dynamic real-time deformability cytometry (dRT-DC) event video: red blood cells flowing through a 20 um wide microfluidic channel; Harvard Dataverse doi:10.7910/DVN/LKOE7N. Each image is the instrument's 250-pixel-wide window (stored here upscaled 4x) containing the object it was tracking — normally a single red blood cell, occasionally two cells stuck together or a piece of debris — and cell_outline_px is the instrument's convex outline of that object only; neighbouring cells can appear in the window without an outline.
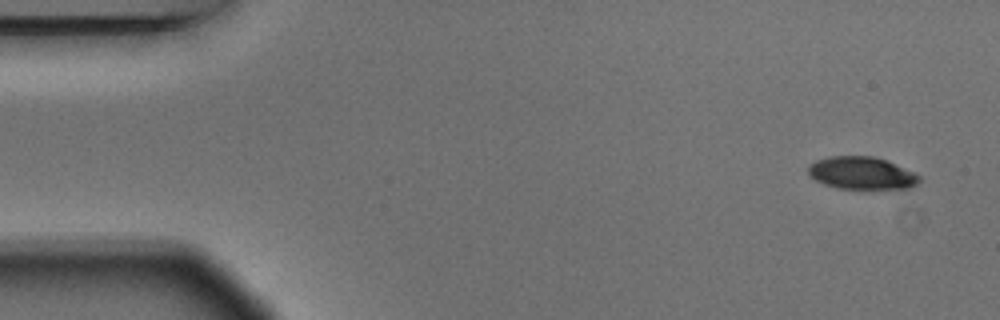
{"species": "Egyptian fruit bat (a non-hibernating species)", "species_latin": "Rousettus aegyptiacus", "temperature_condition": "warm", "stored_images_in_passage": 6, "camera_frame_rate_fps": 3000, "um_per_image_px": 0.085, "animal": {"sex": "male"}, "frame": {"image": 1, "passage_image": 1, "time_ms": 0.0, "image_size_px": [1000, 320], "cell_outline_px": [[920, 180], [916, 184], [908, 188], [836, 188], [824, 184], [808, 176], [808, 168], [816, 160], [828, 156], [872, 156], [884, 160], [912, 172], [920, 176]], "centroid_in_image_um": [73.18, 14.71], "position_along_channel_um": 11.8, "area_um2": 20.63}}
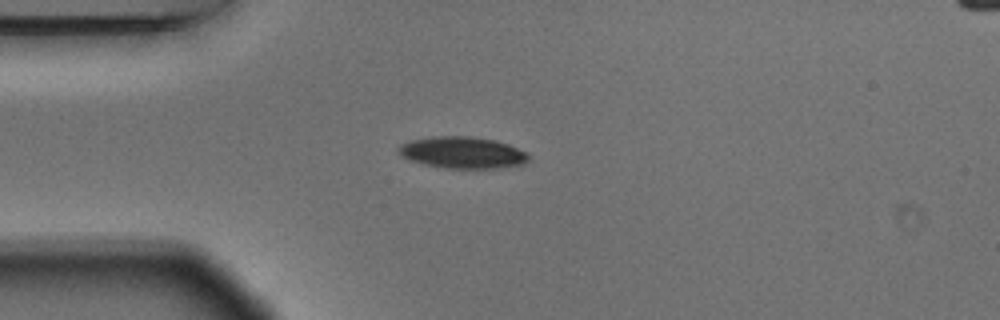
{"frame": {"image": 2, "passage_image": 4, "time_ms": 1.0, "image_size_px": [1000, 320], "cell_outline_px": [[528, 160], [524, 164], [496, 168], [448, 168], [424, 164], [400, 156], [396, 152], [396, 148], [400, 144], [408, 140], [428, 136], [472, 136], [496, 140], [508, 144], [528, 152]], "centroid_in_image_um": [39.27, 12.95], "position_along_channel_um": 45.7, "area_um2": 24.28}}
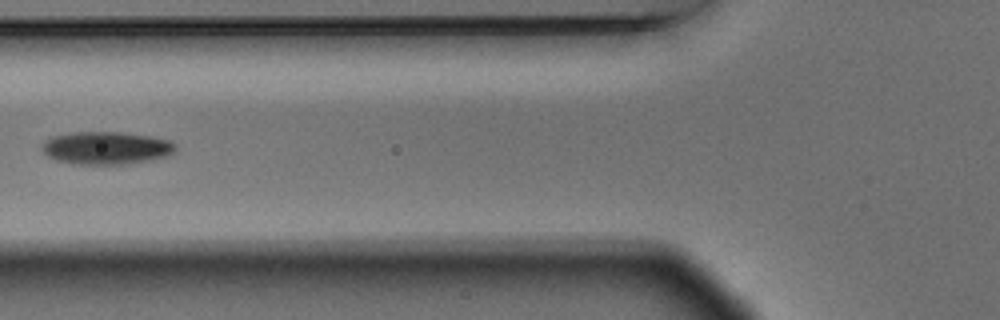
{"frame": {"image": 3, "passage_image": 6, "time_ms": 1.667, "image_size_px": [1000, 320], "cell_outline_px": [[176, 148], [172, 152], [164, 156], [148, 160], [128, 164], [72, 164], [56, 160], [48, 156], [40, 148], [40, 144], [44, 140], [52, 136], [72, 132], [120, 132], [152, 136], [168, 140], [176, 144]], "centroid_in_image_um": [8.96, 12.57], "position_along_channel_um": 116.8, "area_um2": 25.55}}